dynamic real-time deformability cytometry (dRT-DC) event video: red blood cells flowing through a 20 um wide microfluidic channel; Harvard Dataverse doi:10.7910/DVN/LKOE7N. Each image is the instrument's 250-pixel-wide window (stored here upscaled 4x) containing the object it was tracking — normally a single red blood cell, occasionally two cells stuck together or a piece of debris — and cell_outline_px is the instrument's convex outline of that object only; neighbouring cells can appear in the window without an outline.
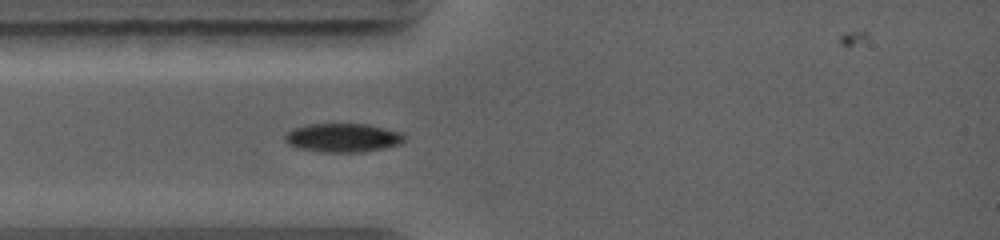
{"species": "common noctule bat (a hibernating species)", "species_latin": "Nyctalus noctula", "temperature_condition": "warm", "stored_images_in_passage": 13, "camera_frame_rate_fps": 5000, "um_per_image_px": 0.085, "animal": {"sex": "female", "body_mass_g": 19.0, "forearm_length_mm": 56.7}, "frame": {"image": 1, "passage_image": 3, "time_ms": 1.8, "image_size_px": [1000, 240], "cell_outline_px": [[408, 136], [400, 144], [384, 148], [364, 152], [320, 152], [300, 148], [288, 144], [284, 140], [284, 136], [292, 128], [304, 124], [368, 124], [400, 132]], "centroid_in_image_um": [29.14, 11.7], "position_along_channel_um": 55.9, "area_um2": 20.17}}
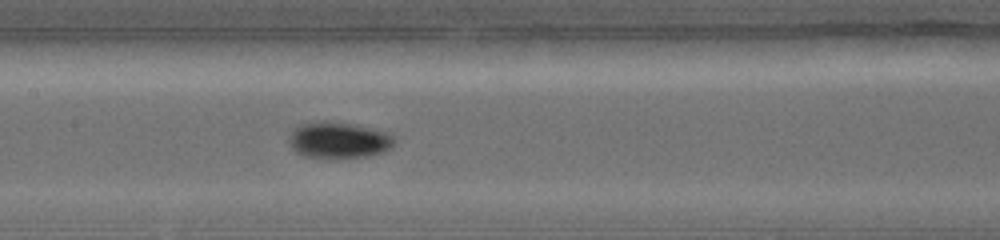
{"frame": {"image": 2, "passage_image": 6, "time_ms": 4.4, "image_size_px": [1000, 240], "cell_outline_px": [[396, 140], [392, 148], [384, 152], [368, 156], [304, 156], [296, 152], [292, 148], [288, 140], [288, 136], [300, 124], [328, 120], [392, 132], [396, 136]], "centroid_in_image_um": [28.85, 11.88], "position_along_channel_um": 178.5, "area_um2": 22.08}}
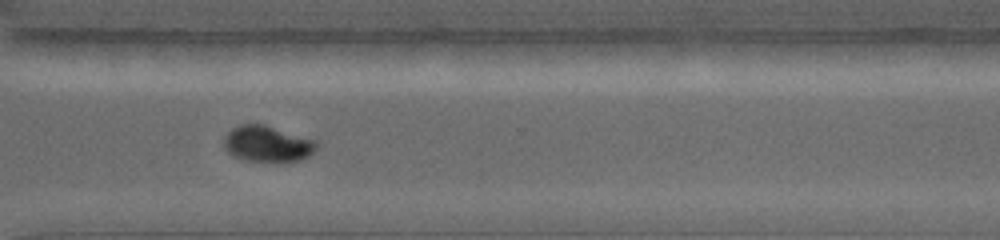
{"frame": {"image": 3, "passage_image": 10, "time_ms": 8.0, "image_size_px": [1000, 240], "cell_outline_px": [[320, 144], [308, 156], [300, 160], [284, 164], [276, 164], [248, 160], [232, 156], [224, 148], [224, 136], [232, 128], [240, 124], [264, 124], [316, 140]], "centroid_in_image_um": [22.75, 12.26], "position_along_channel_um": 347.9, "area_um2": 20.06}}